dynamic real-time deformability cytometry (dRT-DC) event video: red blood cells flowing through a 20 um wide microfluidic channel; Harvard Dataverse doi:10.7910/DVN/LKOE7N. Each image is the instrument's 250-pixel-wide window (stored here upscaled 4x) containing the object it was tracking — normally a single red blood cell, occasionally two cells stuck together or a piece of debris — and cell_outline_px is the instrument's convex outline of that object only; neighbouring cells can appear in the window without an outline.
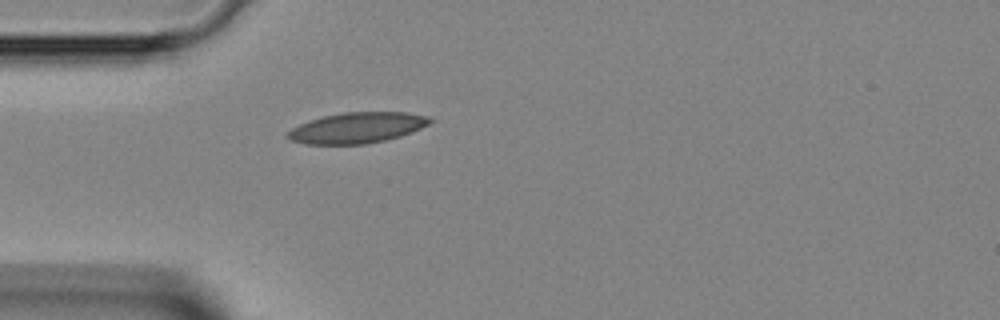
{"species": "Egyptian fruit bat (a non-hibernating species)", "species_latin": "Rousettus aegyptiacus", "temperature_condition": "room temperature", "stored_images_in_passage": 24, "camera_frame_rate_fps": 3000, "um_per_image_px": 0.085, "animal": {"sex": "female"}, "frame": {"image": 1, "passage_image": 1, "time_ms": 0.0, "image_size_px": [1000, 320], "cell_outline_px": [[432, 120], [428, 124], [412, 132], [400, 136], [384, 140], [364, 144], [304, 144], [292, 140], [284, 136], [292, 128], [300, 124], [324, 116], [344, 112], [408, 112], [432, 116]], "centroid_in_image_um": [30.38, 10.85], "position_along_channel_um": 54.6, "area_um2": 25.37}}
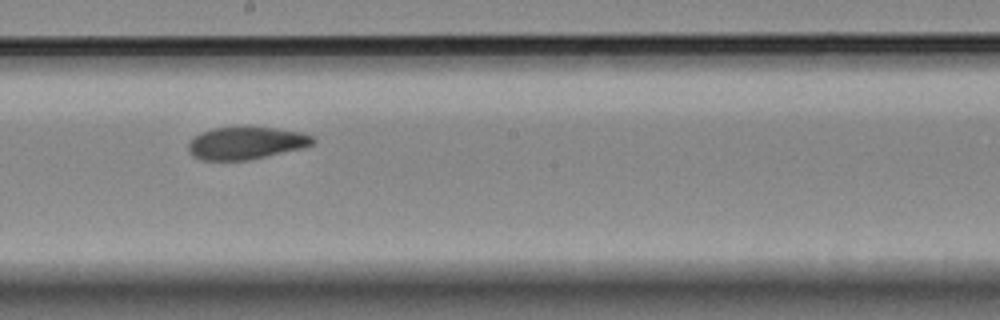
{"frame": {"image": 2, "passage_image": 13, "time_ms": 4.0, "image_size_px": [1000, 320], "cell_outline_px": [[316, 144], [300, 148], [248, 160], [200, 160], [192, 156], [188, 152], [188, 144], [200, 132], [212, 128], [276, 128], [300, 132], [312, 136], [316, 140]], "centroid_in_image_um": [20.89, 12.17], "position_along_channel_um": 227.3, "area_um2": 23.24}}
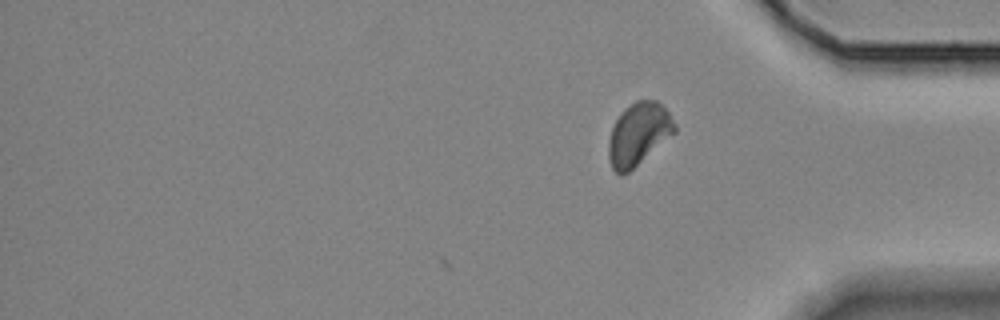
{"frame": {"image": 3, "passage_image": 24, "time_ms": 7.667, "image_size_px": [1000, 320], "cell_outline_px": [[676, 132], [628, 172], [620, 176], [612, 168], [608, 156], [608, 140], [612, 124], [624, 108], [636, 100], [656, 100], [668, 112], [676, 124]], "centroid_in_image_um": [54.25, 11.39], "position_along_channel_um": 381.0, "area_um2": 24.04}}